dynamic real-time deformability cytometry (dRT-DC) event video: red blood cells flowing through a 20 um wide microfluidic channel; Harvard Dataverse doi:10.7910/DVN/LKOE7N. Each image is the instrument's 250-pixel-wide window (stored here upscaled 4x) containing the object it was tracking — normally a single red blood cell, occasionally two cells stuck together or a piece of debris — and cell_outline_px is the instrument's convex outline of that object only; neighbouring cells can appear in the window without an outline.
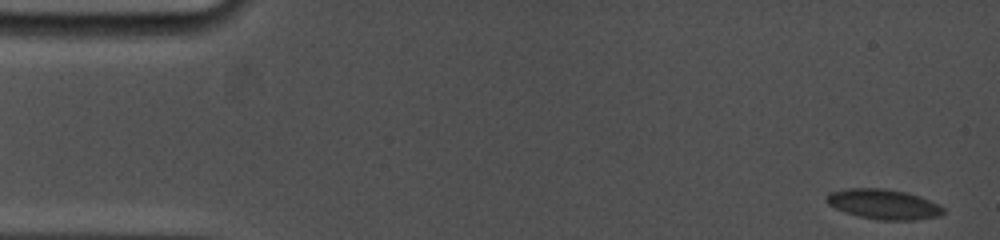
{"species": "common noctule bat (a hibernating species)", "species_latin": "Nyctalus noctula", "temperature_condition": "cold", "stored_images_in_passage": 5, "camera_frame_rate_fps": 5000, "um_per_image_px": 0.085, "animal": {"sex": "female", "body_mass_g": 19.0, "forearm_length_mm": 53.3}, "frame": {"image": 1, "passage_image": 1, "time_ms": 0.0, "image_size_px": [1000, 240], "cell_outline_px": [[944, 212], [940, 216], [916, 220], [880, 220], [860, 216], [844, 212], [828, 204], [824, 200], [824, 196], [828, 192], [848, 188], [884, 188], [908, 192], [920, 196], [940, 204], [944, 208]], "centroid_in_image_um": [75.1, 17.34], "position_along_channel_um": 9.9, "area_um2": 20.75}}
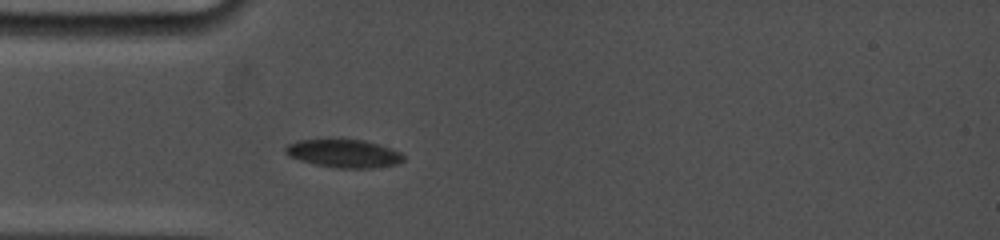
{"frame": {"image": 2, "passage_image": 5, "time_ms": 4.6, "image_size_px": [1000, 240], "cell_outline_px": [[404, 160], [396, 164], [372, 168], [336, 168], [316, 164], [300, 160], [288, 156], [284, 152], [284, 148], [288, 144], [300, 140], [364, 140], [400, 152], [404, 156]], "centroid_in_image_um": [29.2, 13.06], "position_along_channel_um": 55.8, "area_um2": 19.02}}